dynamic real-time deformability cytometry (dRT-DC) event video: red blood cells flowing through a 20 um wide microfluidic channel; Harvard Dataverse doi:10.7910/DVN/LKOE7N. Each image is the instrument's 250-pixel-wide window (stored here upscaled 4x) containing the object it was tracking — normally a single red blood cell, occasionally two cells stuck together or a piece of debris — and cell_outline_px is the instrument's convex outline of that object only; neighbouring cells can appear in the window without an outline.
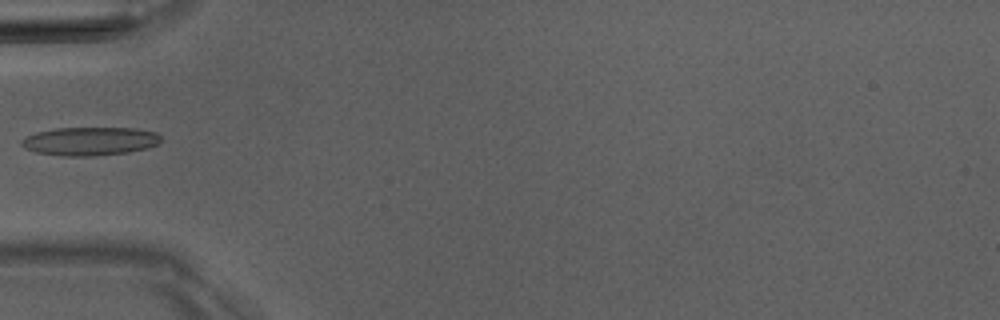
{"species": "Egyptian fruit bat (a non-hibernating species)", "species_latin": "Rousettus aegyptiacus", "temperature_condition": "room temperature", "stored_images_in_passage": 6, "camera_frame_rate_fps": 3000, "um_per_image_px": 0.085, "animal": {"sex": "male"}, "frame": {"image": 1, "passage_image": 6, "time_ms": 5.667, "image_size_px": [1000, 320], "cell_outline_px": [[160, 140], [156, 144], [148, 148], [128, 152], [96, 156], [64, 156], [36, 152], [24, 148], [20, 144], [20, 140], [36, 132], [56, 128], [136, 128], [156, 132], [160, 136]], "centroid_in_image_um": [7.63, 12.0], "position_along_channel_um": 77.4, "area_um2": 23.12}}